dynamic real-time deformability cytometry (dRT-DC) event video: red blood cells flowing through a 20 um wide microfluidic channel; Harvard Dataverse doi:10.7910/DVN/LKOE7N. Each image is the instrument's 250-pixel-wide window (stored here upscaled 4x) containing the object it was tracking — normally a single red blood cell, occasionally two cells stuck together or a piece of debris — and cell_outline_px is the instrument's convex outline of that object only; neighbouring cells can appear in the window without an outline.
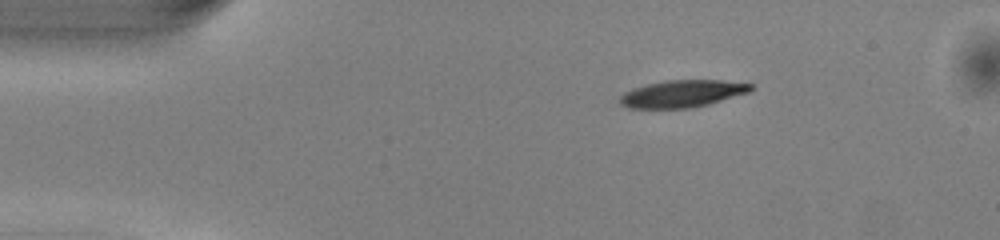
{"species": "common noctule bat (a hibernating species)", "species_latin": "Nyctalus noctula", "temperature_condition": "warm", "stored_images_in_passage": 43, "camera_frame_rate_fps": 3000, "um_per_image_px": 0.085, "animal": {"sex": "male", "body_mass_g": 13.0, "forearm_length_mm": 53.1}, "frame": {"image": 1, "passage_image": 1, "time_ms": 0.0, "image_size_px": [1000, 240], "cell_outline_px": [[752, 88], [748, 92], [708, 104], [692, 108], [628, 108], [620, 104], [620, 96], [624, 92], [632, 88], [664, 80], [720, 80], [752, 84]], "centroid_in_image_um": [57.94, 7.96], "position_along_channel_um": 27.1, "area_um2": 20.58}}
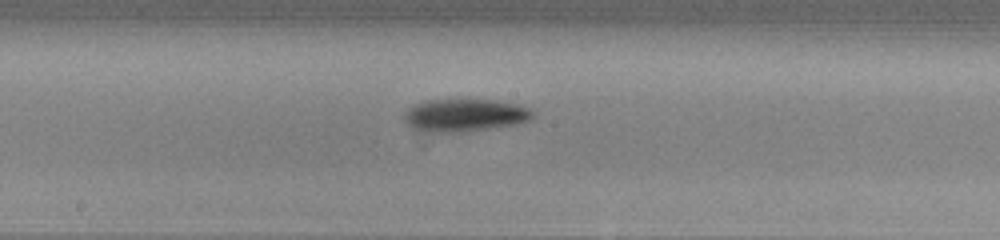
{"frame": {"image": 2, "passage_image": 19, "time_ms": 6.0, "image_size_px": [1000, 240], "cell_outline_px": [[536, 116], [532, 120], [516, 124], [460, 132], [432, 132], [412, 128], [404, 120], [404, 116], [408, 108], [424, 100], [496, 100], [516, 104], [532, 108], [536, 112]], "centroid_in_image_um": [39.57, 9.79], "position_along_channel_um": 208.6, "area_um2": 24.51}}
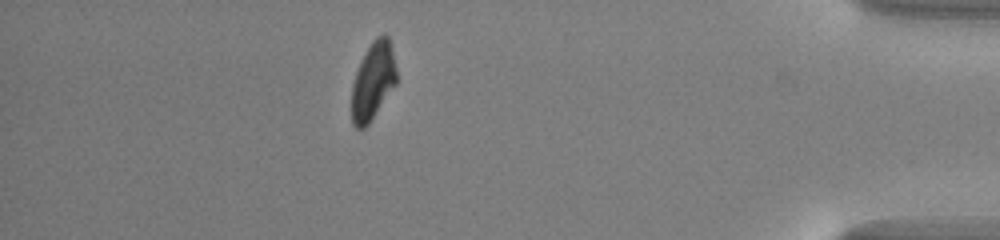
{"frame": {"image": 3, "passage_image": 37, "time_ms": 12.0, "image_size_px": [1000, 240], "cell_outline_px": [[396, 84], [368, 124], [364, 128], [356, 128], [352, 124], [352, 84], [356, 72], [372, 40], [376, 36], [388, 36], [396, 68]], "centroid_in_image_um": [31.7, 6.91], "position_along_channel_um": 403.5, "area_um2": 19.77}, "authors_computed_cell_mechanics": {"area_um2": 22.0796, "velocity_mm_per_s": 4.0638, "shape_relaxation_time_tau1_ms": 2.0129, "shape_relaxation_time_tau2_ms": null, "deformation_change_tau1": 0.1421, "deformation_change_tau2": null}}